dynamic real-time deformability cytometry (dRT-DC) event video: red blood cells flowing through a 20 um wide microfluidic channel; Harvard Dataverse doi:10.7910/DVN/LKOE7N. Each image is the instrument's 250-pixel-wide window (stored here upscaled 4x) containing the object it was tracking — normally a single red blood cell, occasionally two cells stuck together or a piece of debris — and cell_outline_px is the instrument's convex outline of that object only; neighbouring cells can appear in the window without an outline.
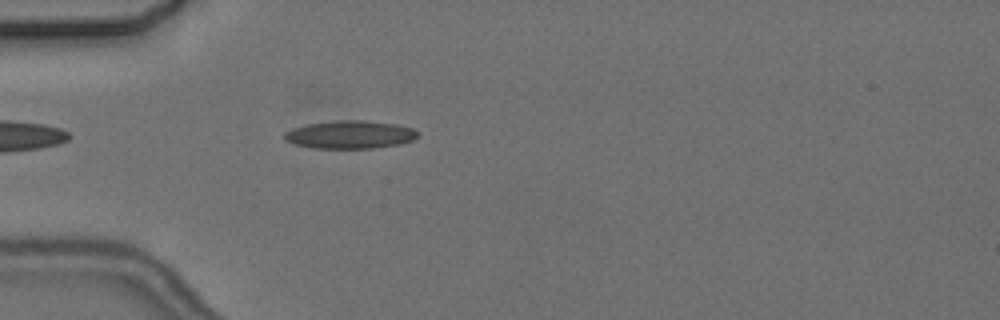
{"species": "common noctule bat (a hibernating species)", "species_latin": "Nyctalus noctula", "temperature_condition": "cold", "stored_images_in_passage": 4, "camera_frame_rate_fps": 3000, "um_per_image_px": 0.085, "animal": {"sex": "female", "body_mass_g": 24.6, "forearm_length_mm": 56.2}, "frame": {"image": 1, "passage_image": 4, "time_ms": 4.667, "image_size_px": [1000, 320], "cell_outline_px": [[420, 136], [412, 140], [400, 144], [372, 148], [316, 148], [296, 144], [288, 140], [284, 136], [284, 132], [292, 128], [308, 124], [332, 120], [364, 120], [396, 124], [412, 128], [420, 132]], "centroid_in_image_um": [29.8, 11.43], "position_along_channel_um": 55.2, "area_um2": 21.73}}